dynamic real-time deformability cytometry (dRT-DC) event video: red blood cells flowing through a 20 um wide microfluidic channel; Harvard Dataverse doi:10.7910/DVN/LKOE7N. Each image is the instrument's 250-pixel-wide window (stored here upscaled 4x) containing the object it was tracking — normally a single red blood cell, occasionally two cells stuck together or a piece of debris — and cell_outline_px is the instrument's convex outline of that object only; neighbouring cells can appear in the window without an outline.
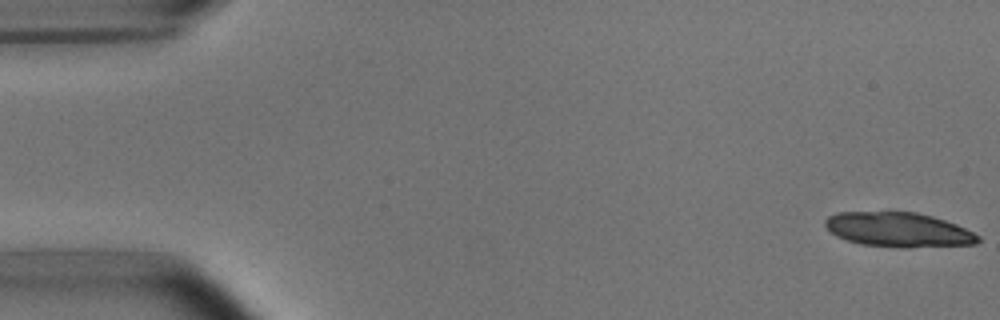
{"species": "common noctule bat (a hibernating species)", "species_latin": "Nyctalus noctula", "temperature_condition": "room temperature", "stored_images_in_passage": 14, "camera_frame_rate_fps": 3000, "um_per_image_px": 0.085, "animal": {"sex": "male", "body_mass_g": 15.6}, "frame": {"image": 1, "passage_image": 1, "time_ms": 0.0, "image_size_px": [1000, 320], "cell_outline_px": [[980, 240], [976, 244], [908, 248], [860, 244], [836, 236], [824, 224], [824, 220], [828, 216], [836, 212], [916, 212], [932, 216], [956, 224], [980, 236]], "centroid_in_image_um": [76.37, 19.53], "position_along_channel_um": 8.6, "area_um2": 30.75}}